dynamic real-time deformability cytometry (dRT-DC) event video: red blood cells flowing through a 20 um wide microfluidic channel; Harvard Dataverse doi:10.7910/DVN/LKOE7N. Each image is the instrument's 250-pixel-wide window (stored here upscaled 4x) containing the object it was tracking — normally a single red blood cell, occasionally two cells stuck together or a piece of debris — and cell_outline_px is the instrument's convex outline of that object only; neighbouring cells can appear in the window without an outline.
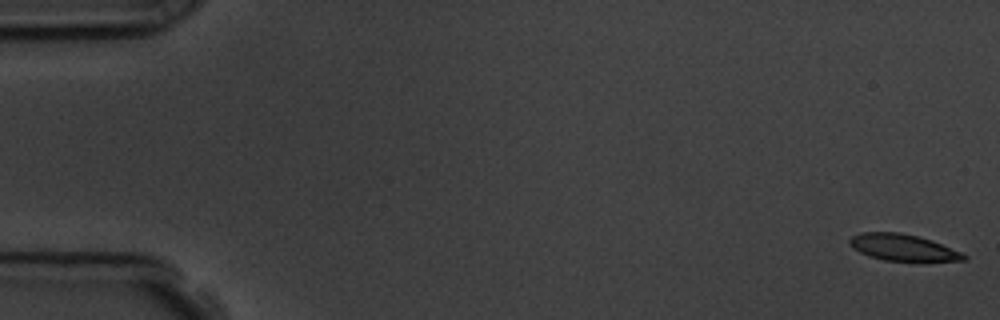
{"species": "common noctule bat (a hibernating species)", "species_latin": "Nyctalus noctula", "temperature_condition": "room temperature", "stored_images_in_passage": 57, "camera_frame_rate_fps": 3000, "um_per_image_px": 0.085, "animal": {"sex": "male", "body_mass_g": 19.5, "forearm_length_mm": 54.6}, "frame": {"image": 1, "passage_image": 1, "time_ms": 0.0, "image_size_px": [1000, 320], "cell_outline_px": [[968, 260], [920, 264], [884, 260], [868, 256], [852, 248], [848, 244], [848, 240], [852, 236], [860, 232], [900, 232], [932, 240], [960, 252], [968, 256]], "centroid_in_image_um": [76.8, 21.09], "position_along_channel_um": 8.2, "area_um2": 18.61}}
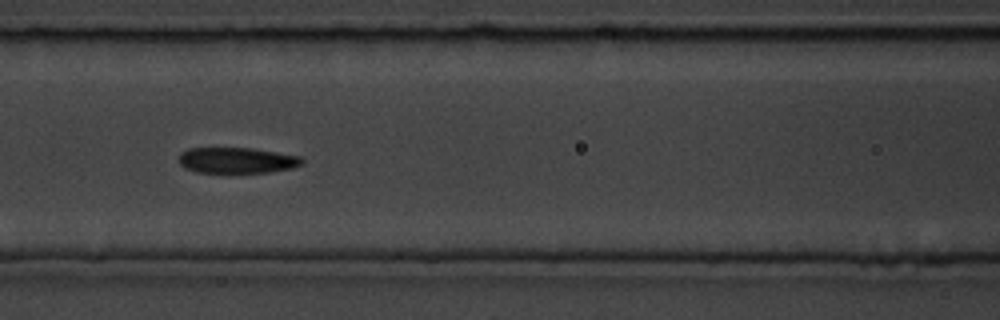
{"frame": {"image": 2, "passage_image": 25, "time_ms": 8.0, "image_size_px": [1000, 320], "cell_outline_px": [[304, 164], [292, 168], [268, 172], [196, 172], [184, 168], [180, 164], [180, 152], [188, 148], [252, 148], [300, 156], [304, 160]], "centroid_in_image_um": [20.14, 13.62], "position_along_channel_um": 146.5, "area_um2": 18.5}}
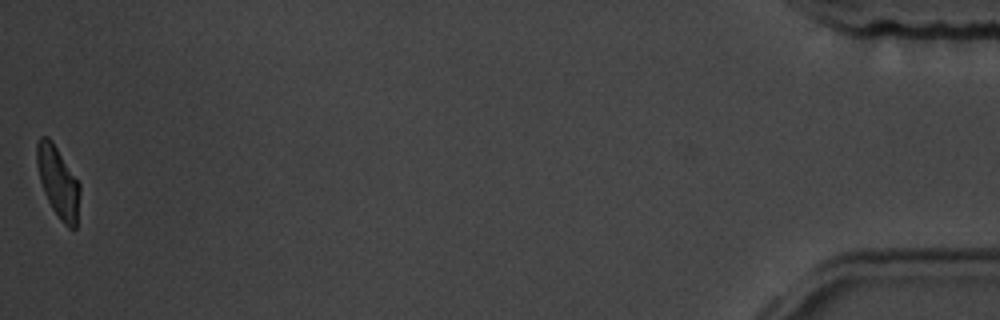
{"frame": {"image": 3, "passage_image": 57, "time_ms": 18.667, "image_size_px": [1000, 320], "cell_outline_px": [[80, 192], [76, 228], [68, 228], [60, 220], [52, 208], [44, 192], [40, 180], [36, 164], [36, 144], [40, 136], [48, 136], [52, 140], [80, 184]], "centroid_in_image_um": [4.93, 15.45], "position_along_channel_um": 430.3, "area_um2": 17.8}, "authors_computed_cell_mechanics": {"area_um2": 19.363, "velocity_mm_per_s": 3.5757, "shape_relaxation_time_tau1_ms": 7.3597, "shape_relaxation_time_tau2_ms": 3.155, "deformation_change_tau1": 0.1952, "deformation_change_tau2": 0.1009}}